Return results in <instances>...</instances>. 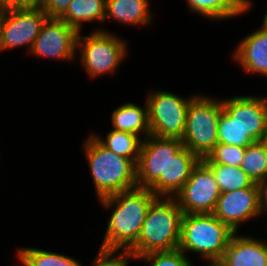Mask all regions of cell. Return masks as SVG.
Listing matches in <instances>:
<instances>
[{
  "mask_svg": "<svg viewBox=\"0 0 267 266\" xmlns=\"http://www.w3.org/2000/svg\"><path fill=\"white\" fill-rule=\"evenodd\" d=\"M156 197L149 188L135 187L99 199L104 209H111L100 246L130 249L137 242L149 206Z\"/></svg>",
  "mask_w": 267,
  "mask_h": 266,
  "instance_id": "1",
  "label": "cell"
},
{
  "mask_svg": "<svg viewBox=\"0 0 267 266\" xmlns=\"http://www.w3.org/2000/svg\"><path fill=\"white\" fill-rule=\"evenodd\" d=\"M89 135L82 146L98 200L137 187L136 165Z\"/></svg>",
  "mask_w": 267,
  "mask_h": 266,
  "instance_id": "2",
  "label": "cell"
},
{
  "mask_svg": "<svg viewBox=\"0 0 267 266\" xmlns=\"http://www.w3.org/2000/svg\"><path fill=\"white\" fill-rule=\"evenodd\" d=\"M183 212L174 197H156L147 211L137 242L129 249L134 257L178 249Z\"/></svg>",
  "mask_w": 267,
  "mask_h": 266,
  "instance_id": "3",
  "label": "cell"
},
{
  "mask_svg": "<svg viewBox=\"0 0 267 266\" xmlns=\"http://www.w3.org/2000/svg\"><path fill=\"white\" fill-rule=\"evenodd\" d=\"M233 234L213 213L183 214L178 248L186 256L199 254L204 263L221 260Z\"/></svg>",
  "mask_w": 267,
  "mask_h": 266,
  "instance_id": "4",
  "label": "cell"
},
{
  "mask_svg": "<svg viewBox=\"0 0 267 266\" xmlns=\"http://www.w3.org/2000/svg\"><path fill=\"white\" fill-rule=\"evenodd\" d=\"M82 34V31L78 34L76 52L88 77L114 74L128 55L126 40L102 26L86 36Z\"/></svg>",
  "mask_w": 267,
  "mask_h": 266,
  "instance_id": "5",
  "label": "cell"
},
{
  "mask_svg": "<svg viewBox=\"0 0 267 266\" xmlns=\"http://www.w3.org/2000/svg\"><path fill=\"white\" fill-rule=\"evenodd\" d=\"M222 111V99L200 93L188 105L181 141L200 160L218 144V122Z\"/></svg>",
  "mask_w": 267,
  "mask_h": 266,
  "instance_id": "6",
  "label": "cell"
},
{
  "mask_svg": "<svg viewBox=\"0 0 267 266\" xmlns=\"http://www.w3.org/2000/svg\"><path fill=\"white\" fill-rule=\"evenodd\" d=\"M183 147L181 139L148 135L141 144L136 164L137 187L167 197L168 161Z\"/></svg>",
  "mask_w": 267,
  "mask_h": 266,
  "instance_id": "7",
  "label": "cell"
},
{
  "mask_svg": "<svg viewBox=\"0 0 267 266\" xmlns=\"http://www.w3.org/2000/svg\"><path fill=\"white\" fill-rule=\"evenodd\" d=\"M198 93L181 97L165 90H150L146 94L150 135L182 139L188 105Z\"/></svg>",
  "mask_w": 267,
  "mask_h": 266,
  "instance_id": "8",
  "label": "cell"
},
{
  "mask_svg": "<svg viewBox=\"0 0 267 266\" xmlns=\"http://www.w3.org/2000/svg\"><path fill=\"white\" fill-rule=\"evenodd\" d=\"M220 196L212 170L200 160L175 199L183 214L213 213Z\"/></svg>",
  "mask_w": 267,
  "mask_h": 266,
  "instance_id": "9",
  "label": "cell"
},
{
  "mask_svg": "<svg viewBox=\"0 0 267 266\" xmlns=\"http://www.w3.org/2000/svg\"><path fill=\"white\" fill-rule=\"evenodd\" d=\"M47 18L43 9L26 8L2 12L0 14V52L24 46L29 54Z\"/></svg>",
  "mask_w": 267,
  "mask_h": 266,
  "instance_id": "10",
  "label": "cell"
},
{
  "mask_svg": "<svg viewBox=\"0 0 267 266\" xmlns=\"http://www.w3.org/2000/svg\"><path fill=\"white\" fill-rule=\"evenodd\" d=\"M79 32L60 18H47L35 39L29 55L38 58L69 61L78 57L77 37Z\"/></svg>",
  "mask_w": 267,
  "mask_h": 266,
  "instance_id": "11",
  "label": "cell"
},
{
  "mask_svg": "<svg viewBox=\"0 0 267 266\" xmlns=\"http://www.w3.org/2000/svg\"><path fill=\"white\" fill-rule=\"evenodd\" d=\"M213 214L234 233H238L243 223L263 215L257 185L254 183L249 188L220 193Z\"/></svg>",
  "mask_w": 267,
  "mask_h": 266,
  "instance_id": "12",
  "label": "cell"
},
{
  "mask_svg": "<svg viewBox=\"0 0 267 266\" xmlns=\"http://www.w3.org/2000/svg\"><path fill=\"white\" fill-rule=\"evenodd\" d=\"M223 111L255 142L261 141L267 128V105L264 95L222 98Z\"/></svg>",
  "mask_w": 267,
  "mask_h": 266,
  "instance_id": "13",
  "label": "cell"
},
{
  "mask_svg": "<svg viewBox=\"0 0 267 266\" xmlns=\"http://www.w3.org/2000/svg\"><path fill=\"white\" fill-rule=\"evenodd\" d=\"M260 29L246 35L235 48L233 60L244 73L267 78V13L263 16Z\"/></svg>",
  "mask_w": 267,
  "mask_h": 266,
  "instance_id": "14",
  "label": "cell"
},
{
  "mask_svg": "<svg viewBox=\"0 0 267 266\" xmlns=\"http://www.w3.org/2000/svg\"><path fill=\"white\" fill-rule=\"evenodd\" d=\"M221 261L227 266H267V241L234 233Z\"/></svg>",
  "mask_w": 267,
  "mask_h": 266,
  "instance_id": "15",
  "label": "cell"
},
{
  "mask_svg": "<svg viewBox=\"0 0 267 266\" xmlns=\"http://www.w3.org/2000/svg\"><path fill=\"white\" fill-rule=\"evenodd\" d=\"M149 1L106 0L104 24L108 20H114L116 23L121 24V26L147 27V25H152L154 15Z\"/></svg>",
  "mask_w": 267,
  "mask_h": 266,
  "instance_id": "16",
  "label": "cell"
},
{
  "mask_svg": "<svg viewBox=\"0 0 267 266\" xmlns=\"http://www.w3.org/2000/svg\"><path fill=\"white\" fill-rule=\"evenodd\" d=\"M190 12L204 18L223 21L241 17L252 9V0H186Z\"/></svg>",
  "mask_w": 267,
  "mask_h": 266,
  "instance_id": "17",
  "label": "cell"
},
{
  "mask_svg": "<svg viewBox=\"0 0 267 266\" xmlns=\"http://www.w3.org/2000/svg\"><path fill=\"white\" fill-rule=\"evenodd\" d=\"M111 113V124L114 130L138 135L143 137V140L150 135L146 100L142 107L132 102L123 103Z\"/></svg>",
  "mask_w": 267,
  "mask_h": 266,
  "instance_id": "18",
  "label": "cell"
},
{
  "mask_svg": "<svg viewBox=\"0 0 267 266\" xmlns=\"http://www.w3.org/2000/svg\"><path fill=\"white\" fill-rule=\"evenodd\" d=\"M106 0H73L60 17L78 32L85 23L97 22L104 26Z\"/></svg>",
  "mask_w": 267,
  "mask_h": 266,
  "instance_id": "19",
  "label": "cell"
},
{
  "mask_svg": "<svg viewBox=\"0 0 267 266\" xmlns=\"http://www.w3.org/2000/svg\"><path fill=\"white\" fill-rule=\"evenodd\" d=\"M199 161L200 159L184 146L168 161L167 197H175Z\"/></svg>",
  "mask_w": 267,
  "mask_h": 266,
  "instance_id": "20",
  "label": "cell"
},
{
  "mask_svg": "<svg viewBox=\"0 0 267 266\" xmlns=\"http://www.w3.org/2000/svg\"><path fill=\"white\" fill-rule=\"evenodd\" d=\"M92 134L108 150L130 159L135 165L138 162L143 138L138 135L111 129L104 138L100 134ZM103 137V138H102Z\"/></svg>",
  "mask_w": 267,
  "mask_h": 266,
  "instance_id": "21",
  "label": "cell"
},
{
  "mask_svg": "<svg viewBox=\"0 0 267 266\" xmlns=\"http://www.w3.org/2000/svg\"><path fill=\"white\" fill-rule=\"evenodd\" d=\"M16 257L19 266H81L79 260L62 253L47 251L46 249L22 247L17 248Z\"/></svg>",
  "mask_w": 267,
  "mask_h": 266,
  "instance_id": "22",
  "label": "cell"
},
{
  "mask_svg": "<svg viewBox=\"0 0 267 266\" xmlns=\"http://www.w3.org/2000/svg\"><path fill=\"white\" fill-rule=\"evenodd\" d=\"M240 168L257 184L267 178V147L257 141L245 147Z\"/></svg>",
  "mask_w": 267,
  "mask_h": 266,
  "instance_id": "23",
  "label": "cell"
},
{
  "mask_svg": "<svg viewBox=\"0 0 267 266\" xmlns=\"http://www.w3.org/2000/svg\"><path fill=\"white\" fill-rule=\"evenodd\" d=\"M206 165L212 170L220 193L249 188L254 184L249 176L238 166L234 167L223 164Z\"/></svg>",
  "mask_w": 267,
  "mask_h": 266,
  "instance_id": "24",
  "label": "cell"
},
{
  "mask_svg": "<svg viewBox=\"0 0 267 266\" xmlns=\"http://www.w3.org/2000/svg\"><path fill=\"white\" fill-rule=\"evenodd\" d=\"M254 142L224 111L221 112L218 122V143L246 147Z\"/></svg>",
  "mask_w": 267,
  "mask_h": 266,
  "instance_id": "25",
  "label": "cell"
},
{
  "mask_svg": "<svg viewBox=\"0 0 267 266\" xmlns=\"http://www.w3.org/2000/svg\"><path fill=\"white\" fill-rule=\"evenodd\" d=\"M144 261L149 266H195L189 255L179 248L171 251H155L134 257V261ZM192 260V261H191Z\"/></svg>",
  "mask_w": 267,
  "mask_h": 266,
  "instance_id": "26",
  "label": "cell"
},
{
  "mask_svg": "<svg viewBox=\"0 0 267 266\" xmlns=\"http://www.w3.org/2000/svg\"><path fill=\"white\" fill-rule=\"evenodd\" d=\"M244 153L245 147L218 143L213 151L202 161L205 164H223L240 167Z\"/></svg>",
  "mask_w": 267,
  "mask_h": 266,
  "instance_id": "27",
  "label": "cell"
},
{
  "mask_svg": "<svg viewBox=\"0 0 267 266\" xmlns=\"http://www.w3.org/2000/svg\"><path fill=\"white\" fill-rule=\"evenodd\" d=\"M99 247L91 266H127L131 260H134L129 249Z\"/></svg>",
  "mask_w": 267,
  "mask_h": 266,
  "instance_id": "28",
  "label": "cell"
},
{
  "mask_svg": "<svg viewBox=\"0 0 267 266\" xmlns=\"http://www.w3.org/2000/svg\"><path fill=\"white\" fill-rule=\"evenodd\" d=\"M73 0H47L43 11L48 18H60Z\"/></svg>",
  "mask_w": 267,
  "mask_h": 266,
  "instance_id": "29",
  "label": "cell"
},
{
  "mask_svg": "<svg viewBox=\"0 0 267 266\" xmlns=\"http://www.w3.org/2000/svg\"><path fill=\"white\" fill-rule=\"evenodd\" d=\"M258 188L259 207L267 215V178L256 184Z\"/></svg>",
  "mask_w": 267,
  "mask_h": 266,
  "instance_id": "30",
  "label": "cell"
},
{
  "mask_svg": "<svg viewBox=\"0 0 267 266\" xmlns=\"http://www.w3.org/2000/svg\"><path fill=\"white\" fill-rule=\"evenodd\" d=\"M23 9V0H0V13Z\"/></svg>",
  "mask_w": 267,
  "mask_h": 266,
  "instance_id": "31",
  "label": "cell"
},
{
  "mask_svg": "<svg viewBox=\"0 0 267 266\" xmlns=\"http://www.w3.org/2000/svg\"><path fill=\"white\" fill-rule=\"evenodd\" d=\"M47 0H23V8L43 9Z\"/></svg>",
  "mask_w": 267,
  "mask_h": 266,
  "instance_id": "32",
  "label": "cell"
},
{
  "mask_svg": "<svg viewBox=\"0 0 267 266\" xmlns=\"http://www.w3.org/2000/svg\"><path fill=\"white\" fill-rule=\"evenodd\" d=\"M205 264H207L206 266H227L221 260L208 261Z\"/></svg>",
  "mask_w": 267,
  "mask_h": 266,
  "instance_id": "33",
  "label": "cell"
},
{
  "mask_svg": "<svg viewBox=\"0 0 267 266\" xmlns=\"http://www.w3.org/2000/svg\"><path fill=\"white\" fill-rule=\"evenodd\" d=\"M261 142L267 147V128L264 132V135H263Z\"/></svg>",
  "mask_w": 267,
  "mask_h": 266,
  "instance_id": "34",
  "label": "cell"
},
{
  "mask_svg": "<svg viewBox=\"0 0 267 266\" xmlns=\"http://www.w3.org/2000/svg\"><path fill=\"white\" fill-rule=\"evenodd\" d=\"M264 98H265V102H266V105H267V96H264Z\"/></svg>",
  "mask_w": 267,
  "mask_h": 266,
  "instance_id": "35",
  "label": "cell"
}]
</instances>
